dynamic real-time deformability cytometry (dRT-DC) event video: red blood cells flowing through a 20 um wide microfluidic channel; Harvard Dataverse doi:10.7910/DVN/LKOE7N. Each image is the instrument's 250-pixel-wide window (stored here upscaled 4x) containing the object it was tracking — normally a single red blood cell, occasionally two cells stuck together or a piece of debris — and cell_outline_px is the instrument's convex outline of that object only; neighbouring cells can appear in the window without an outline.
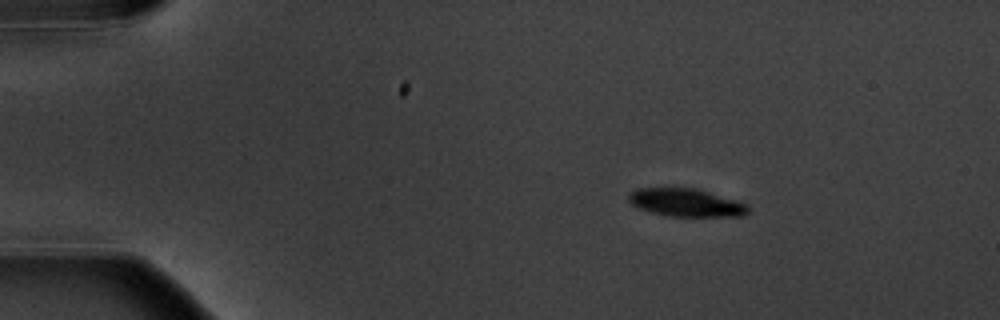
{"species": "common noctule bat (a hibernating species)", "species_latin": "Nyctalus noctula", "temperature_condition": "warm", "stored_images_in_passage": 3, "camera_frame_rate_fps": 3000, "um_per_image_px": 0.085, "animal": {"sex": "male", "body_mass_g": 20.1, "forearm_length_mm": 53.5}, "frame": {"image": 1, "passage_image": 1, "time_ms": 0.0, "image_size_px": [1000, 320], "cell_outline_px": [[748, 212], [744, 216], [668, 216], [636, 208], [628, 200], [628, 196], [636, 188], [696, 188], [748, 204]], "centroid_in_image_um": [58.3, 17.22], "position_along_channel_um": 26.7, "area_um2": 19.36}}